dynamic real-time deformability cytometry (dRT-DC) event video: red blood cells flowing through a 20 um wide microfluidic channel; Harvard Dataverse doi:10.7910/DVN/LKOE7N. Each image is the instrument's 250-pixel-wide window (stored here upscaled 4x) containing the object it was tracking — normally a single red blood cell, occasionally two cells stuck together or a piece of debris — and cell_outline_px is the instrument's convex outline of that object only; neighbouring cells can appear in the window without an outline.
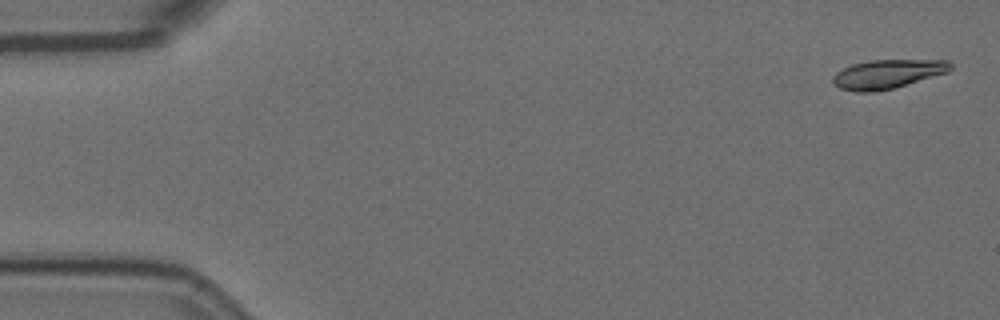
{"species": "Egyptian fruit bat (a non-hibernating species)", "species_latin": "Rousettus aegyptiacus", "temperature_condition": "room temperature", "stored_images_in_passage": 10, "camera_frame_rate_fps": 3000, "um_per_image_px": 0.085, "animal": {"sex": "female"}, "frame": {"image": 1, "passage_image": 1, "time_ms": 0.0, "image_size_px": [1000, 320], "cell_outline_px": [[952, 68], [948, 72], [892, 88], [876, 92], [856, 92], [840, 88], [832, 84], [832, 76], [836, 72], [852, 64], [868, 60], [948, 60], [952, 64]], "centroid_in_image_um": [75.4, 6.29], "position_along_channel_um": 9.6, "area_um2": 19.83}}
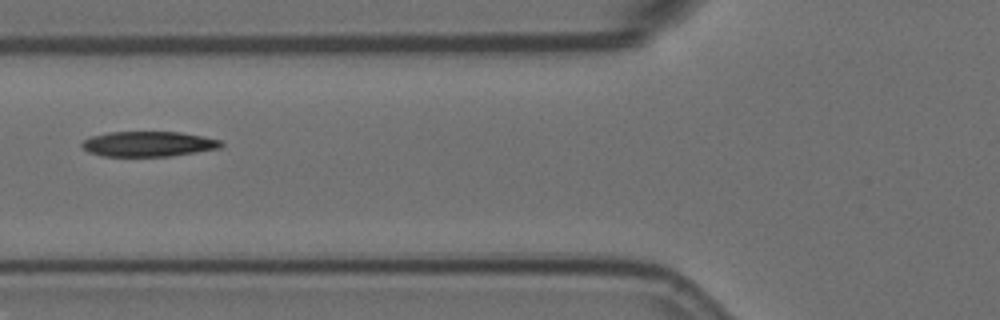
{"frame": {"image": 2, "passage_image": 6, "time_ms": 1.667, "image_size_px": [1000, 320], "cell_outline_px": [[224, 144], [220, 148], [196, 152], [168, 156], [104, 156], [88, 152], [80, 144], [84, 140], [92, 136], [108, 132], [180, 132], [220, 140]], "centroid_in_image_um": [12.6, 12.23], "position_along_channel_um": 113.2, "area_um2": 20.23}}
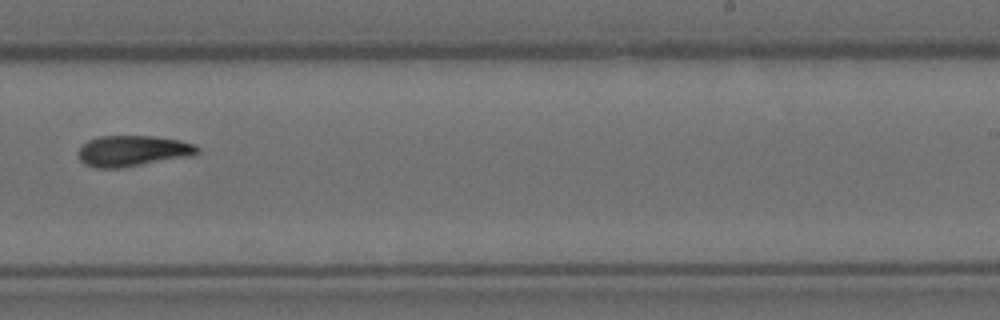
{"frame": {"image": 3, "passage_image": 10, "time_ms": 3.0, "image_size_px": [1000, 320], "cell_outline_px": [[200, 152], [192, 156], [120, 168], [96, 168], [84, 164], [80, 160], [80, 148], [88, 140], [100, 136], [156, 136], [196, 144], [200, 148]], "centroid_in_image_um": [11.32, 12.83], "position_along_channel_um": 277.7, "area_um2": 21.39}}